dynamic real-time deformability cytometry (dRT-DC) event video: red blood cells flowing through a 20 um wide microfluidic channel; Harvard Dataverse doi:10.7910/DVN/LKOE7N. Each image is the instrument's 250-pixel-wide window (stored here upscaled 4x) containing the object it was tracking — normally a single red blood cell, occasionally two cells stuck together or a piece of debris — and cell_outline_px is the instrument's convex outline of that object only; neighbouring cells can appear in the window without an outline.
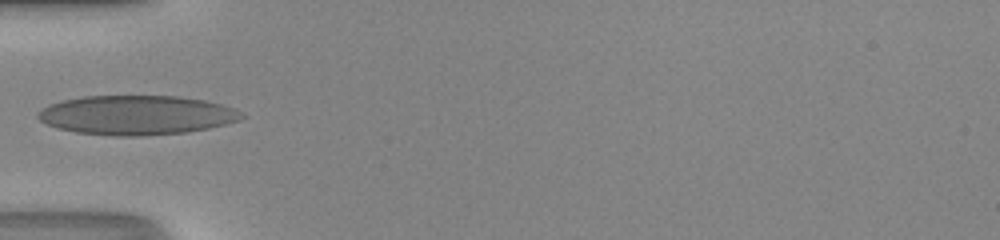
{"species": "human", "species_latin": "Homo sapiens", "temperature_condition": "room temperature", "stored_images_in_passage": 33, "camera_frame_rate_fps": 3000, "um_per_image_px": 0.085, "donor": {"sex": "male"}, "frame": {"image": 1, "passage_image": 1, "time_ms": 0.0, "image_size_px": [1000, 240], "cell_outline_px": [[248, 116], [240, 120], [208, 128], [188, 132], [140, 136], [112, 136], [76, 132], [60, 128], [48, 124], [40, 120], [36, 116], [40, 108], [48, 104], [64, 100], [84, 96], [176, 96], [204, 100], [220, 104], [232, 108]], "centroid_in_image_um": [11.6, 9.78], "position_along_channel_um": 73.4, "area_um2": 46.64}}
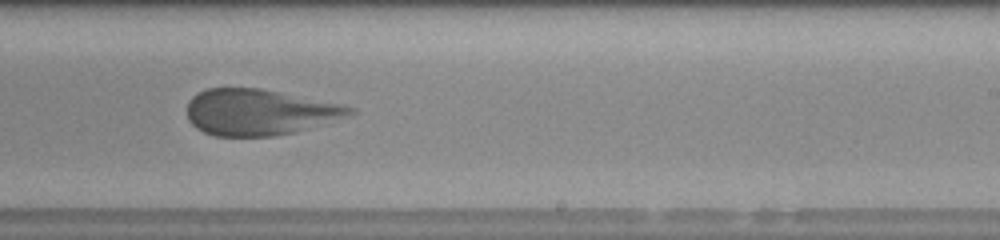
{"frame": {"image": 2, "passage_image": 15, "time_ms": 4.667, "image_size_px": [1000, 240], "cell_outline_px": [[356, 112], [296, 132], [272, 136], [216, 136], [204, 132], [196, 128], [188, 120], [188, 100], [196, 92], [208, 88], [260, 88], [344, 104], [356, 108]], "centroid_in_image_um": [22.01, 9.52], "position_along_channel_um": 267.0, "area_um2": 43.58}}
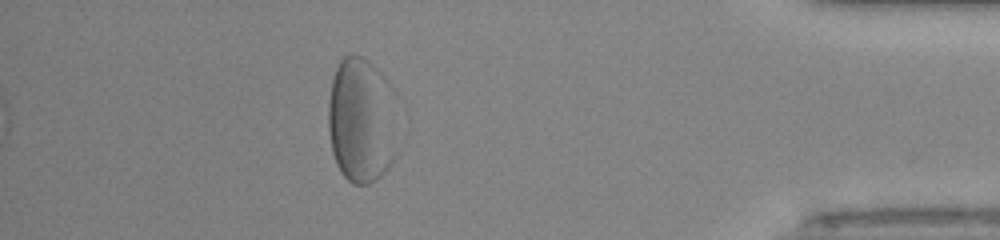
{"frame": {"image": 3, "passage_image": 28, "time_ms": 9.0, "image_size_px": [1000, 240], "cell_outline_px": [[400, 148], [396, 156], [380, 176], [376, 180], [368, 184], [352, 184], [340, 172], [336, 164], [332, 152], [328, 128], [328, 104], [332, 80], [336, 68], [340, 60], [344, 56], [360, 56], [376, 68], [388, 80], [396, 92]], "centroid_in_image_um": [30.8, 10.26], "position_along_channel_um": 404.4, "area_um2": 52.6}}